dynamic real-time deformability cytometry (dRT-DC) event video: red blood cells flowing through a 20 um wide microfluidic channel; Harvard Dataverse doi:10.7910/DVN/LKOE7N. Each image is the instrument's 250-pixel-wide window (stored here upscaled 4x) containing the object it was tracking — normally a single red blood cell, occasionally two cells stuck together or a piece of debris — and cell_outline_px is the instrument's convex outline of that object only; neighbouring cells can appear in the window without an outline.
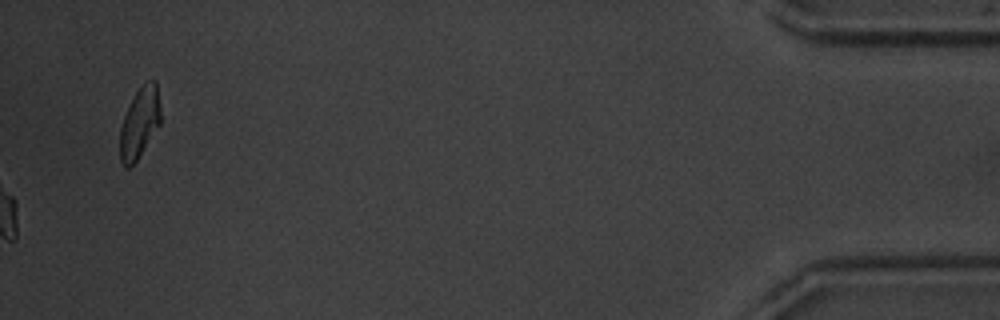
{"species": "common noctule bat (a hibernating species)", "species_latin": "Nyctalus noctula", "temperature_condition": "warm", "stored_images_in_passage": 56, "camera_frame_rate_fps": 3000, "um_per_image_px": 0.085, "animal": {"sex": "male", "body_mass_g": 20.1, "forearm_length_mm": 53.5}, "frame": {"image": 1, "passage_image": 56, "time_ms": 18.333, "image_size_px": [1000, 320], "cell_outline_px": [[160, 124], [136, 160], [128, 168], [124, 168], [120, 160], [120, 128], [124, 116], [136, 92], [144, 84], [152, 80], [156, 80], [160, 104]], "centroid_in_image_um": [11.86, 10.45], "position_along_channel_um": 423.3, "area_um2": 16.36}, "authors_computed_cell_mechanics": {"area_um2": 17.8024, "velocity_mm_per_s": 3.794, "shape_relaxation_time_tau1_ms": 3.2984, "shape_relaxation_time_tau2_ms": 3.8482, "deformation_change_tau1": 0.1091, "deformation_change_tau2": 0.0897}}